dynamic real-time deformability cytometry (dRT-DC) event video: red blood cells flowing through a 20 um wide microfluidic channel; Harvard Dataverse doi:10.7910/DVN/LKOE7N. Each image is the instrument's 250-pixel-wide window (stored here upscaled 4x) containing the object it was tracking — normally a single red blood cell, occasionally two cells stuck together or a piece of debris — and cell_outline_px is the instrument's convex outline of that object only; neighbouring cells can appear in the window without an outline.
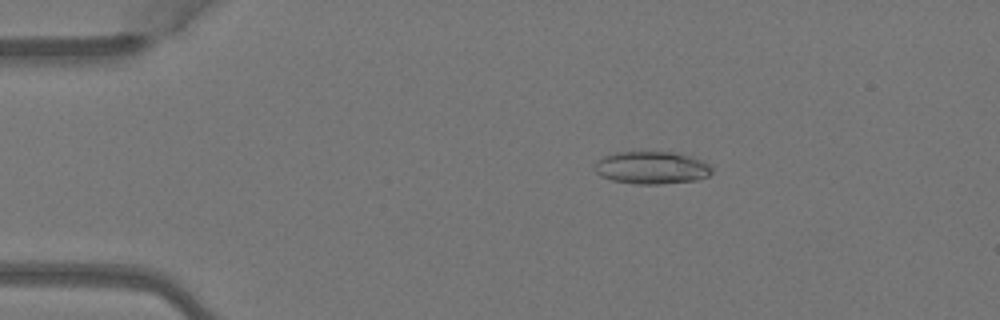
{"species": "Egyptian fruit bat (a non-hibernating species)", "species_latin": "Rousettus aegyptiacus", "temperature_condition": "warm", "stored_images_in_passage": 5, "camera_frame_rate_fps": 3000, "um_per_image_px": 0.085, "animal": {"sex": "female"}, "frame": {"image": 1, "passage_image": 3, "time_ms": 0.667, "image_size_px": [1000, 320], "cell_outline_px": [[712, 172], [708, 176], [696, 180], [656, 184], [636, 184], [612, 180], [600, 176], [592, 168], [596, 160], [604, 156], [616, 152], [672, 152], [704, 160], [712, 168]], "centroid_in_image_um": [55.35, 14.25], "position_along_channel_um": 29.6, "area_um2": 22.31}}
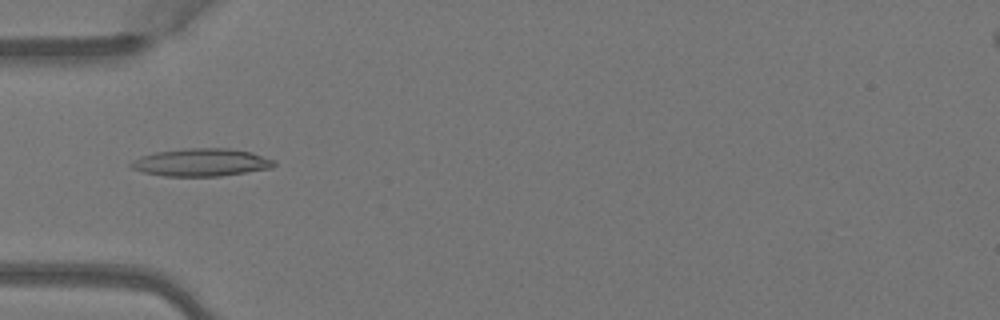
{"frame": {"image": 2, "passage_image": 5, "time_ms": 1.333, "image_size_px": [1000, 320], "cell_outline_px": [[276, 164], [272, 168], [220, 176], [164, 176], [144, 172], [132, 168], [128, 164], [132, 160], [140, 156], [156, 152], [184, 148], [228, 148], [252, 152], [276, 160]], "centroid_in_image_um": [17.12, 13.8], "position_along_channel_um": 67.9, "area_um2": 23.24}}